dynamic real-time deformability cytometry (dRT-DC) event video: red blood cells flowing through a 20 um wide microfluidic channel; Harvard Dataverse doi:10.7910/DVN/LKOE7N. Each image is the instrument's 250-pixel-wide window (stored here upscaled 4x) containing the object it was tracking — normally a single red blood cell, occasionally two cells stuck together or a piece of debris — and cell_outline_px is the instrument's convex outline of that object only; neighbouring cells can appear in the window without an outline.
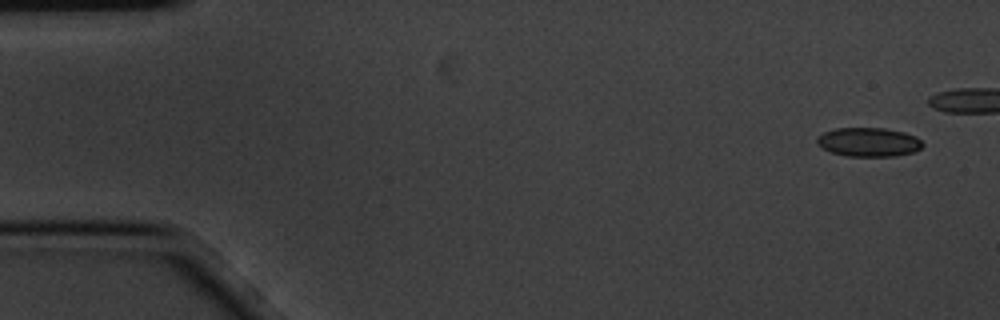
{"species": "common noctule bat (a hibernating species)", "species_latin": "Nyctalus noctula", "temperature_condition": "cold", "stored_images_in_passage": 10, "camera_frame_rate_fps": 3000, "um_per_image_px": 0.085, "animal": {"sex": "male", "body_mass_g": 20.1, "forearm_length_mm": 53.5}, "frame": {"image": 1, "passage_image": 1, "time_ms": 0.0, "image_size_px": [1000, 320], "cell_outline_px": [[924, 144], [920, 148], [912, 152], [896, 156], [848, 156], [832, 152], [816, 144], [816, 136], [824, 132], [836, 128], [884, 128], [904, 132], [916, 136]], "centroid_in_image_um": [73.82, 12.07], "position_along_channel_um": 11.2, "area_um2": 17.8}}
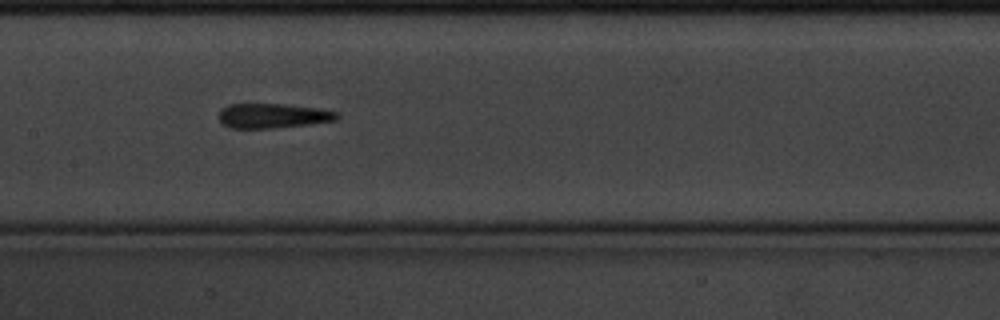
{"frame": {"image": 2, "passage_image": 9, "time_ms": 2.667, "image_size_px": [1000, 320], "cell_outline_px": [[340, 116], [336, 120], [308, 124], [272, 128], [228, 128], [220, 124], [216, 116], [220, 108], [228, 104], [284, 104], [316, 108], [336, 112]], "centroid_in_image_um": [23.07, 9.84], "position_along_channel_um": 184.3, "area_um2": 17.17}}
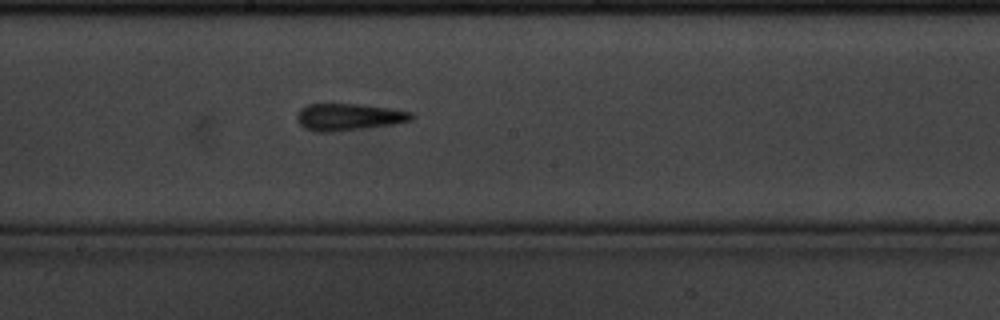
{"frame": {"image": 3, "passage_image": 10, "time_ms": 3.0, "image_size_px": [1000, 320], "cell_outline_px": [[412, 120], [392, 124], [336, 132], [312, 132], [304, 128], [296, 120], [296, 112], [300, 108], [308, 104], [360, 104], [388, 108], [412, 112]], "centroid_in_image_um": [29.55, 9.95], "position_along_channel_um": 218.6, "area_um2": 18.09}}